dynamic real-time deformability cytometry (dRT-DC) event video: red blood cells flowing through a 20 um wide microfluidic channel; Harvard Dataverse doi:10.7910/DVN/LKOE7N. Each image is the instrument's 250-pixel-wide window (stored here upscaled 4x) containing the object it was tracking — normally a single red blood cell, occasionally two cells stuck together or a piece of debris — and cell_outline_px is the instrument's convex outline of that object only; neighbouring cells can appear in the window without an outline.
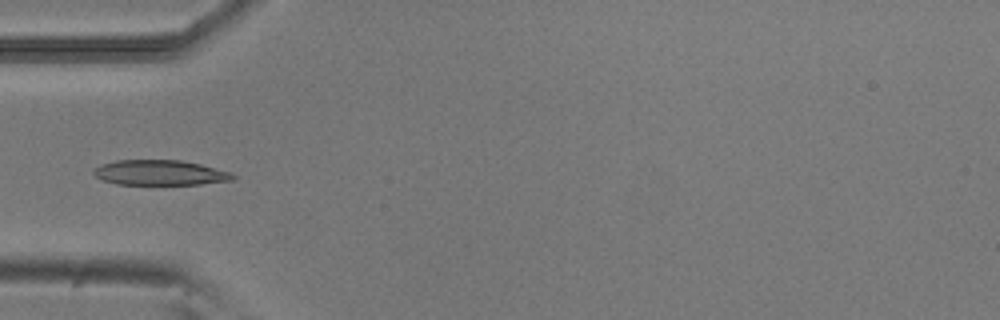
{"species": "common noctule bat (a hibernating species)", "species_latin": "Nyctalus noctula", "temperature_condition": "room temperature", "stored_images_in_passage": 5, "camera_frame_rate_fps": 3000, "um_per_image_px": 0.085, "animal": {"sex": "male", "body_mass_g": 20.5, "forearm_length_mm": 52.5}, "frame": {"image": 1, "passage_image": 5, "time_ms": 1.333, "image_size_px": [1000, 320], "cell_outline_px": [[236, 176], [232, 180], [200, 184], [116, 184], [100, 180], [92, 172], [100, 164], [116, 160], [180, 160], [200, 164], [232, 172]], "centroid_in_image_um": [13.58, 14.67], "position_along_channel_um": 71.4, "area_um2": 20.4}}